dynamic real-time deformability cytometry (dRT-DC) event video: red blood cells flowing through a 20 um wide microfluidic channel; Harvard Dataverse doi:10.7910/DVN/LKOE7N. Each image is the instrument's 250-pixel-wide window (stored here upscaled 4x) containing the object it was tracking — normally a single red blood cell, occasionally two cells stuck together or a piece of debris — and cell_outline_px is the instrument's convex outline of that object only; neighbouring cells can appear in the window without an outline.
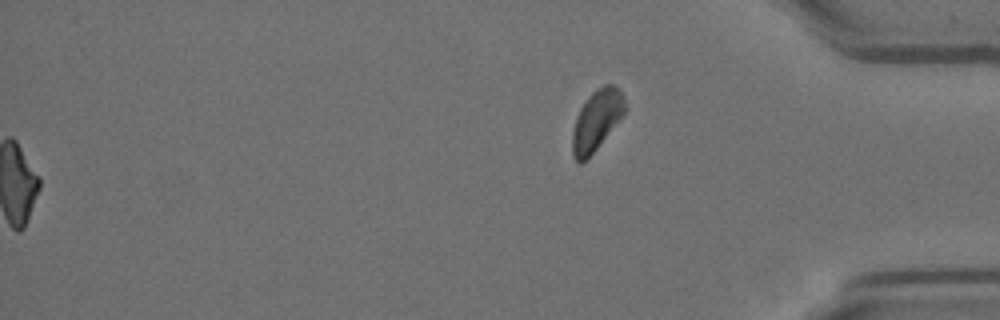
{"species": "Egyptian fruit bat (a non-hibernating species)", "species_latin": "Rousettus aegyptiacus", "temperature_condition": "room temperature", "stored_images_in_passage": 52, "segment_of_instrument_passage": [2, 2], "camera_frame_rate_fps": 3000, "um_per_image_px": 0.085, "animal": {"sex": "female"}, "frame": {"image": 1, "passage_image": 52, "time_ms": 17.0, "image_size_px": [1000, 320], "cell_outline_px": [[624, 112], [588, 160], [580, 164], [572, 156], [572, 132], [576, 116], [580, 108], [588, 96], [596, 88], [604, 84], [612, 84], [624, 96]], "centroid_in_image_um": [50.65, 10.25], "position_along_channel_um": 384.5, "area_um2": 18.32}}